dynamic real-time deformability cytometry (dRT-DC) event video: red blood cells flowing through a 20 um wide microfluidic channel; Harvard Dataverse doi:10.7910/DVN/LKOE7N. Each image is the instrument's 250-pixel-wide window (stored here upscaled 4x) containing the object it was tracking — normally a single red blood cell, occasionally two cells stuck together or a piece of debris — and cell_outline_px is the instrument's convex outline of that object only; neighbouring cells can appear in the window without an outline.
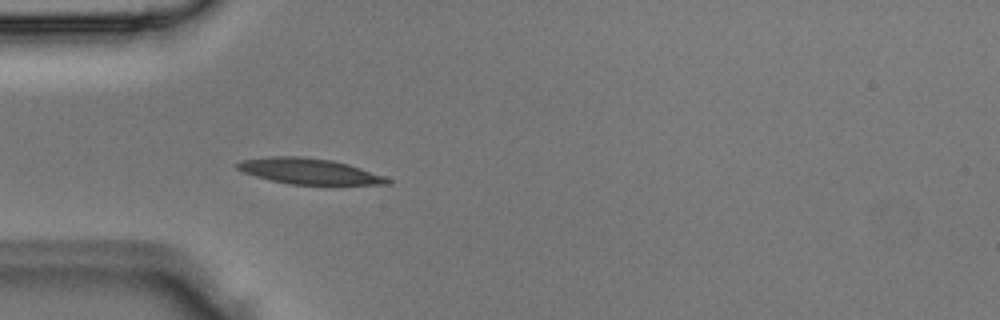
{"species": "Egyptian fruit bat (a non-hibernating species)", "species_latin": "Rousettus aegyptiacus", "temperature_condition": "room temperature", "stored_images_in_passage": 3, "camera_frame_rate_fps": 3000, "um_per_image_px": 0.085, "animal": {"sex": "male"}, "frame": {"image": 1, "passage_image": 3, "time_ms": 0.667, "image_size_px": [1000, 320], "cell_outline_px": [[392, 184], [288, 184], [256, 176], [244, 172], [236, 168], [236, 164], [244, 160], [272, 156], [300, 156], [332, 160], [348, 164], [384, 176], [392, 180]], "centroid_in_image_um": [26.29, 14.55], "position_along_channel_um": 58.7, "area_um2": 22.14}}